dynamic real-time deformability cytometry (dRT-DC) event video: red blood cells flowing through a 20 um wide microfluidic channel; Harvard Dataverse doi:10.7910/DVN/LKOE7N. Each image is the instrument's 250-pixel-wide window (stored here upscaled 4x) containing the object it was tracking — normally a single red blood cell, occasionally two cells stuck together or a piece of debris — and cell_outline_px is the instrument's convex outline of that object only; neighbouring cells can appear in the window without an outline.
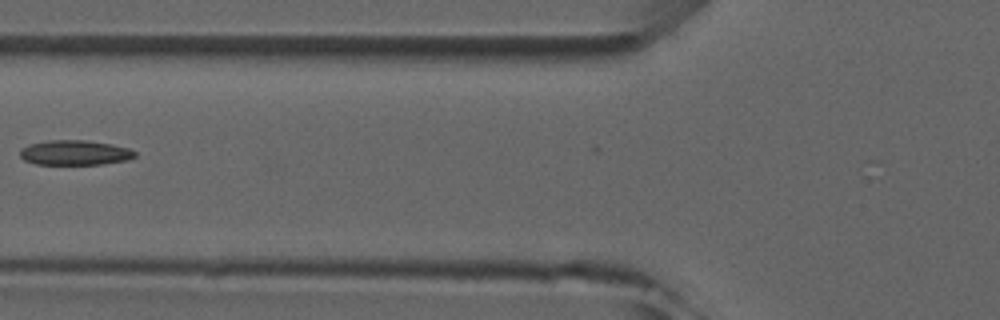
{"species": "common noctule bat (a hibernating species)", "species_latin": "Nyctalus noctula", "temperature_condition": "room temperature", "stored_images_in_passage": 2, "camera_frame_rate_fps": 3000, "um_per_image_px": 0.085, "animal": {"sex": "male", "forearm_length_mm": 52.5}, "frame": {"image": 1, "passage_image": 2, "time_ms": 1.0, "image_size_px": [1000, 320], "cell_outline_px": [[136, 156], [128, 160], [100, 164], [36, 164], [24, 160], [20, 156], [20, 148], [28, 144], [48, 140], [84, 140], [112, 144], [128, 148], [136, 152]], "centroid_in_image_um": [6.34, 12.97], "position_along_channel_um": 119.5, "area_um2": 16.7}}